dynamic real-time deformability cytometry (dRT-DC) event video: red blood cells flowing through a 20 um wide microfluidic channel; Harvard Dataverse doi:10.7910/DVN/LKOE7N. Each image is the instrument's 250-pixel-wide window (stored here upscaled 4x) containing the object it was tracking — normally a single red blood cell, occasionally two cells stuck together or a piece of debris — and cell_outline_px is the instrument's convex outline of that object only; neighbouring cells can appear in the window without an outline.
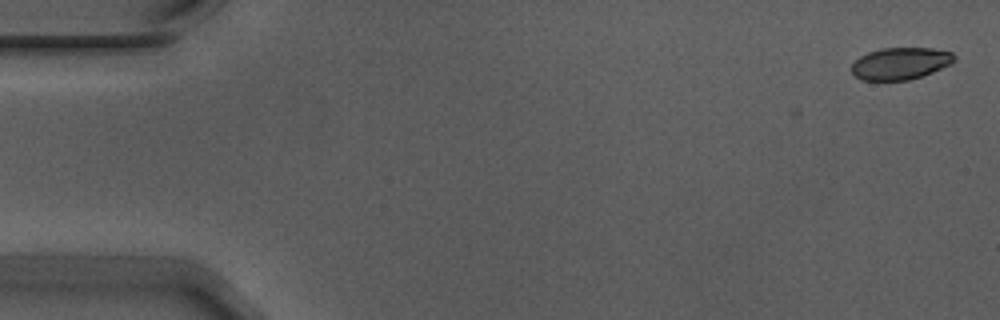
{"species": "Egyptian fruit bat (a non-hibernating species)", "species_latin": "Rousettus aegyptiacus", "temperature_condition": "warm", "stored_images_in_passage": 2, "camera_frame_rate_fps": 3000, "um_per_image_px": 0.085, "animal": {"sex": "male"}, "frame": {"image": 1, "passage_image": 2, "time_ms": 0.333, "image_size_px": [1000, 320], "cell_outline_px": [[956, 60], [952, 64], [932, 72], [908, 80], [860, 80], [852, 72], [852, 64], [860, 56], [868, 52], [880, 48], [932, 48], [952, 52], [956, 56]], "centroid_in_image_um": [76.56, 5.38], "position_along_channel_um": 8.4, "area_um2": 19.19}}